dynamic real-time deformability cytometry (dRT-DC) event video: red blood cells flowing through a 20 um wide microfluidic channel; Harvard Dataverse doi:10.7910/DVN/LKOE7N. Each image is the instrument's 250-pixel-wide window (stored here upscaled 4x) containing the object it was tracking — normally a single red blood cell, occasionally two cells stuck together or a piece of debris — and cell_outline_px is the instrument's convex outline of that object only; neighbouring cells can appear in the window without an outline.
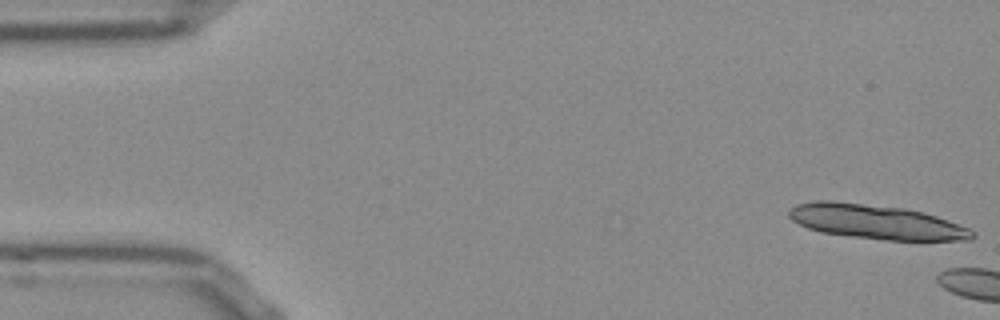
{"species": "Egyptian fruit bat (a non-hibernating species)", "species_latin": "Rousettus aegyptiacus", "temperature_condition": "room temperature", "stored_images_in_passage": 5, "camera_frame_rate_fps": 3000, "um_per_image_px": 0.085, "frame": {"image": 1, "passage_image": 1, "time_ms": 0.0, "image_size_px": [1000, 320], "cell_outline_px": [[976, 236], [972, 240], [888, 240], [852, 236], [820, 232], [808, 228], [792, 220], [788, 216], [788, 212], [796, 204], [816, 200], [832, 200], [904, 208], [924, 212], [948, 220], [968, 228], [976, 232]], "centroid_in_image_um": [74.48, 18.85], "position_along_channel_um": 10.5, "area_um2": 36.76}}